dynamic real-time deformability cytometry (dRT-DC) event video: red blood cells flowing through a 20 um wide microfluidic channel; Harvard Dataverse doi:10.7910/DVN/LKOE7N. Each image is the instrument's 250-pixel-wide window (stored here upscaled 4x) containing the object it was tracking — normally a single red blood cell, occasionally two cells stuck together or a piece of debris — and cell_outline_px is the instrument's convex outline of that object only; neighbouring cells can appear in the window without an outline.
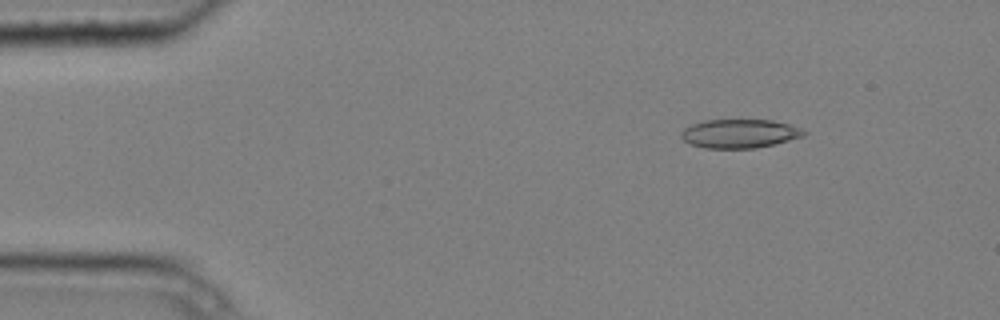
{"species": "common noctule bat (a hibernating species)", "species_latin": "Nyctalus noctula", "temperature_condition": "cold", "stored_images_in_passage": 3, "camera_frame_rate_fps": 3000, "um_per_image_px": 0.085, "animal": {"sex": "male", "body_mass_g": 20.4}, "frame": {"image": 1, "passage_image": 1, "time_ms": 0.0, "image_size_px": [1000, 320], "cell_outline_px": [[808, 132], [804, 136], [756, 148], [704, 148], [692, 144], [684, 140], [680, 136], [680, 132], [684, 128], [692, 124], [704, 120], [772, 120], [788, 124], [800, 128]], "centroid_in_image_um": [62.84, 11.35], "position_along_channel_um": 22.2, "area_um2": 20.46}}
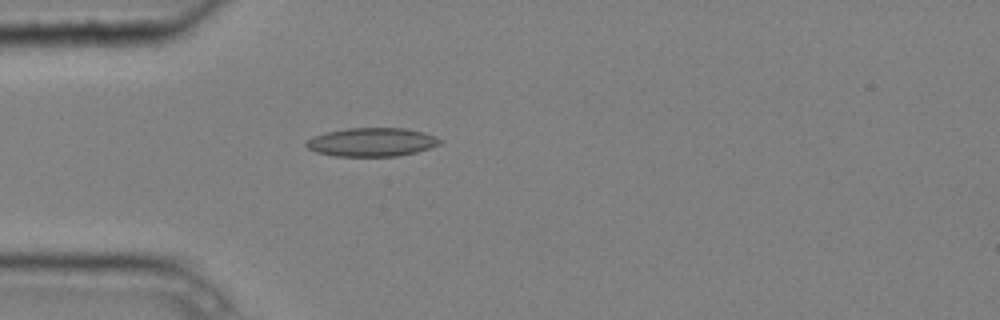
{"frame": {"image": 2, "passage_image": 3, "time_ms": 0.667, "image_size_px": [1000, 320], "cell_outline_px": [[444, 140], [440, 144], [416, 152], [396, 156], [336, 156], [316, 152], [308, 148], [304, 144], [312, 136], [328, 132], [348, 128], [408, 128], [424, 132], [436, 136]], "centroid_in_image_um": [31.63, 12.07], "position_along_channel_um": 53.4, "area_um2": 22.31}}